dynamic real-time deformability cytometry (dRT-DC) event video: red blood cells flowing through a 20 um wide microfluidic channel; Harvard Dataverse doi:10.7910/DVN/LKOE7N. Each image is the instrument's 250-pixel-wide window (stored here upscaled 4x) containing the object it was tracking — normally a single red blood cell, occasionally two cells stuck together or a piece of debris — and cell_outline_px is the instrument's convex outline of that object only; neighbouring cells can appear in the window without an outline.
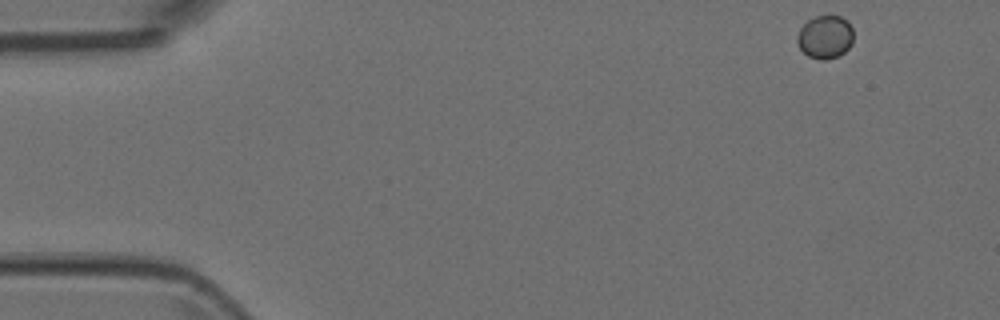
{"species": "Egyptian fruit bat (a non-hibernating species)", "species_latin": "Rousettus aegyptiacus", "temperature_condition": "room temperature", "stored_images_in_passage": 4, "camera_frame_rate_fps": 3000, "um_per_image_px": 0.085, "animal": {"sex": "female"}, "frame": {"image": 1, "passage_image": 1, "time_ms": 0.0, "image_size_px": [1000, 320], "cell_outline_px": [[852, 44], [840, 56], [824, 60], [820, 60], [808, 56], [796, 44], [796, 36], [800, 28], [808, 20], [816, 16], [840, 16], [848, 20], [852, 28]], "centroid_in_image_um": [70.12, 3.15], "position_along_channel_um": 14.9, "area_um2": 14.28}}
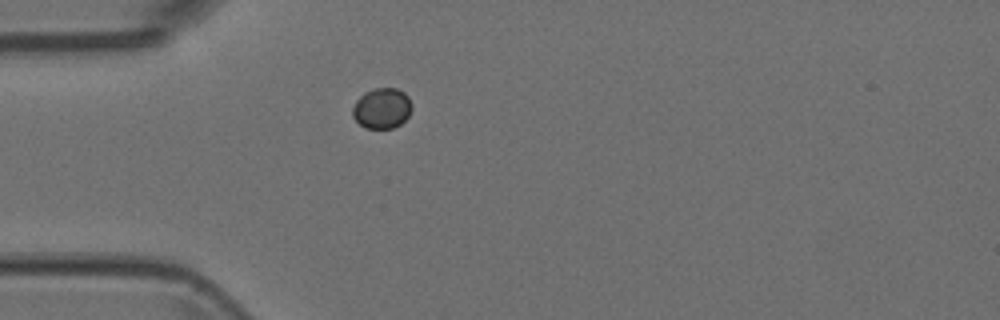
{"frame": {"image": 2, "passage_image": 4, "time_ms": 1.0, "image_size_px": [1000, 320], "cell_outline_px": [[412, 108], [408, 116], [400, 124], [392, 128], [364, 128], [352, 116], [352, 108], [356, 100], [364, 92], [372, 88], [396, 88], [404, 92], [408, 96], [412, 104]], "centroid_in_image_um": [32.45, 9.19], "position_along_channel_um": 52.5, "area_um2": 14.1}}